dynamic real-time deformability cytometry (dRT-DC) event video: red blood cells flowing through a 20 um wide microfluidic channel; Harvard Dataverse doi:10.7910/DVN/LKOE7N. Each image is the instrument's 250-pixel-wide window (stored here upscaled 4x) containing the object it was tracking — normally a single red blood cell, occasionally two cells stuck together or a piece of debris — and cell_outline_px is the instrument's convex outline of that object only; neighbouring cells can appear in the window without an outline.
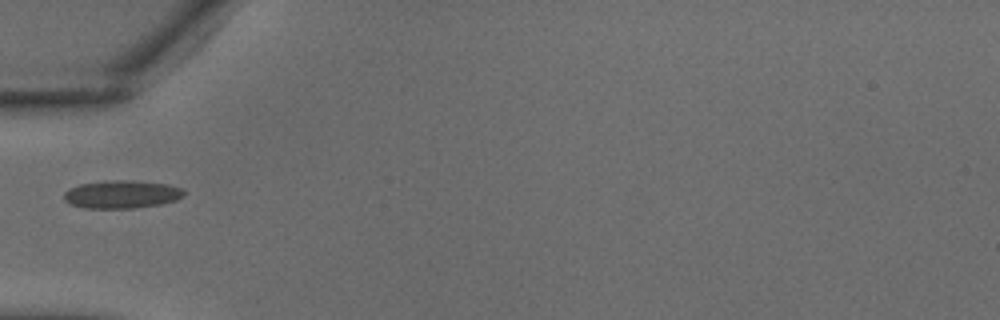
{"species": "common noctule bat (a hibernating species)", "species_latin": "Nyctalus noctula", "temperature_condition": "warm", "stored_images_in_passage": 14, "camera_frame_rate_fps": 3000, "um_per_image_px": 0.085, "animal": {"sex": "male", "body_mass_g": 18.8}, "frame": {"image": 1, "passage_image": 1, "time_ms": 0.0, "image_size_px": [1000, 320], "cell_outline_px": [[184, 196], [176, 200], [160, 204], [136, 208], [84, 208], [72, 204], [64, 200], [64, 192], [68, 188], [80, 184], [104, 180], [132, 180], [168, 184], [180, 188], [184, 192]], "centroid_in_image_um": [10.33, 16.51], "position_along_channel_um": 74.7, "area_um2": 19.65}}
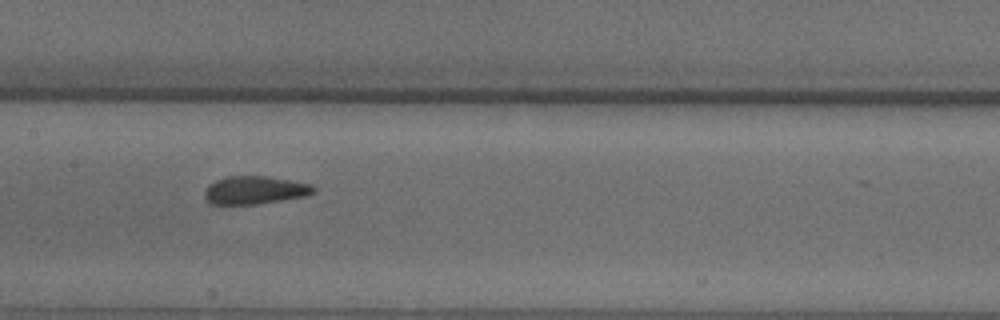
{"frame": {"image": 2, "passage_image": 7, "time_ms": 2.0, "image_size_px": [1000, 320], "cell_outline_px": [[316, 192], [308, 196], [256, 204], [208, 204], [204, 196], [204, 192], [208, 184], [216, 180], [228, 176], [268, 176], [292, 180], [312, 184], [316, 188]], "centroid_in_image_um": [21.68, 16.16], "position_along_channel_um": 185.7, "area_um2": 18.09}}
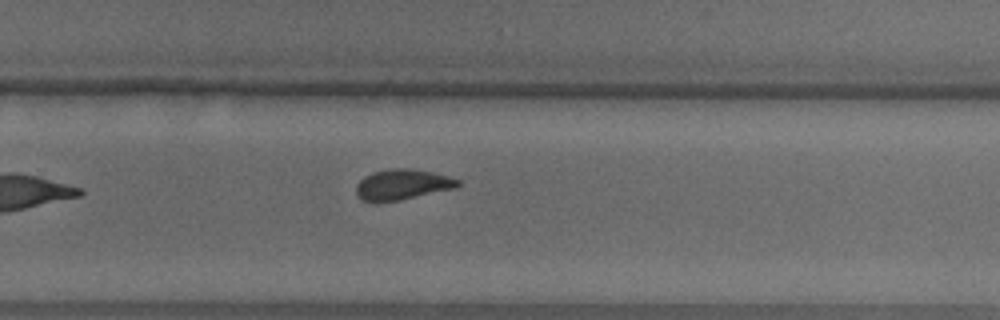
{"frame": {"image": 3, "passage_image": 13, "time_ms": 4.0, "image_size_px": [1000, 320], "cell_outline_px": [[460, 184], [456, 188], [400, 200], [360, 200], [356, 192], [356, 184], [364, 176], [372, 172], [392, 168], [412, 168], [432, 172], [448, 176], [460, 180]], "centroid_in_image_um": [34.22, 15.66], "position_along_channel_um": 295.6, "area_um2": 17.92}}